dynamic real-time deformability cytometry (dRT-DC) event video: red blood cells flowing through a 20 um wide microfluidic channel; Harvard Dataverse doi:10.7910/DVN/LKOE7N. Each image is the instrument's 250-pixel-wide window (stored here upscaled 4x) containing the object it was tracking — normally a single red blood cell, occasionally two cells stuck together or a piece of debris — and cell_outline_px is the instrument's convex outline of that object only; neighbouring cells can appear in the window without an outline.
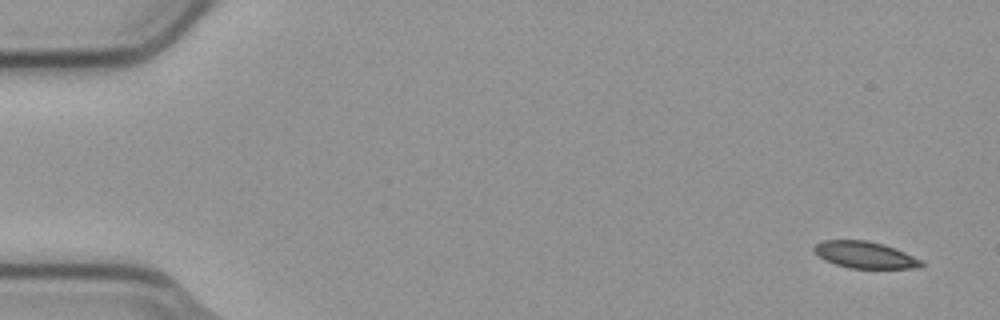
{"species": "common noctule bat (a hibernating species)", "species_latin": "Nyctalus noctula", "temperature_condition": "cold", "stored_images_in_passage": 7, "camera_frame_rate_fps": 3000, "um_per_image_px": 0.085, "animal": {"sex": "male", "body_mass_g": 23.1, "forearm_length_mm": 52.7}, "frame": {"image": 1, "passage_image": 1, "time_ms": 0.0, "image_size_px": [1000, 320], "cell_outline_px": [[924, 264], [912, 268], [848, 268], [824, 260], [812, 252], [812, 248], [816, 244], [824, 240], [868, 240], [884, 244], [896, 248], [924, 260]], "centroid_in_image_um": [73.5, 21.65], "position_along_channel_um": 11.5, "area_um2": 16.88}}
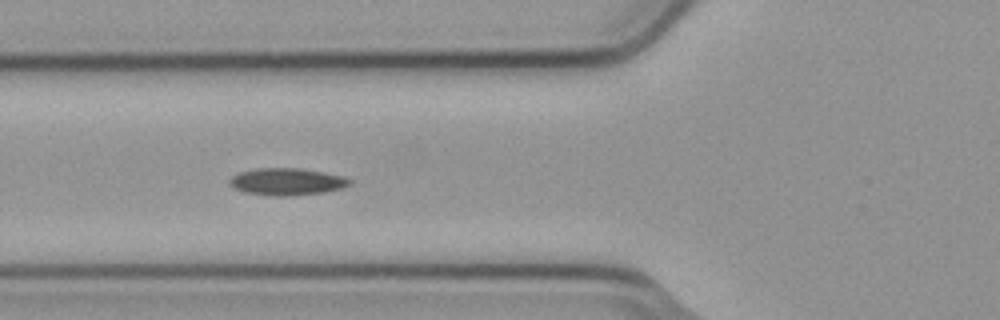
{"frame": {"image": 2, "passage_image": 6, "time_ms": 1.667, "image_size_px": [1000, 320], "cell_outline_px": [[352, 184], [344, 188], [324, 192], [292, 196], [272, 196], [244, 192], [232, 188], [228, 184], [228, 180], [232, 176], [240, 172], [256, 168], [300, 168], [324, 172], [344, 176], [352, 180]], "centroid_in_image_um": [24.39, 15.45], "position_along_channel_um": 101.4, "area_um2": 19.31}}
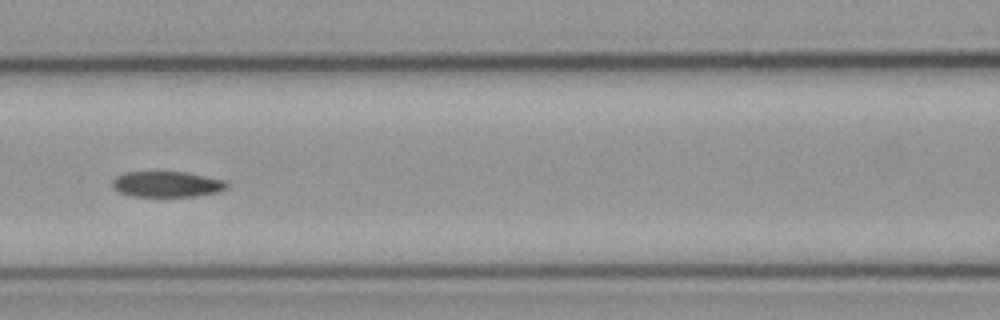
{"frame": {"image": 3, "passage_image": 7, "time_ms": 2.0, "image_size_px": [1000, 320], "cell_outline_px": [[228, 188], [220, 192], [196, 196], [132, 196], [120, 192], [112, 188], [112, 180], [116, 176], [124, 172], [188, 172], [228, 180]], "centroid_in_image_um": [14.24, 15.65], "position_along_channel_um": 152.4, "area_um2": 17.46}}